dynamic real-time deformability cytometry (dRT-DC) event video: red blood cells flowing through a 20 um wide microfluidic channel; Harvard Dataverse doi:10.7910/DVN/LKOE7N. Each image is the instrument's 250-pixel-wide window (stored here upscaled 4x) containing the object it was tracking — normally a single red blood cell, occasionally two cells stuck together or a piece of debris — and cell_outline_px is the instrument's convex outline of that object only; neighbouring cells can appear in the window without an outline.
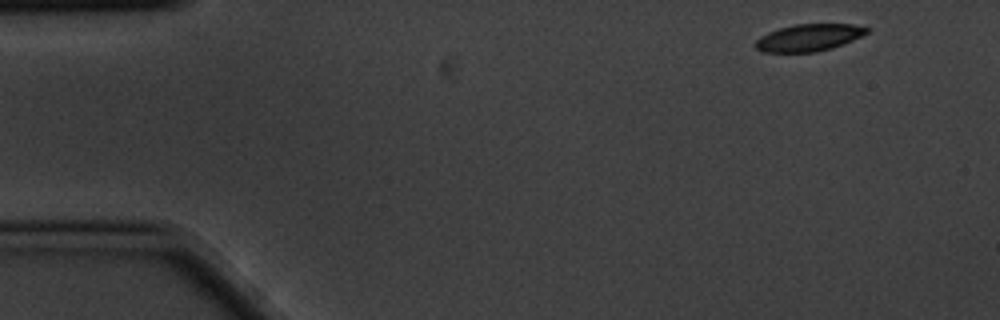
{"species": "common noctule bat (a hibernating species)", "species_latin": "Nyctalus noctula", "temperature_condition": "cold", "stored_images_in_passage": 4, "camera_frame_rate_fps": 3000, "um_per_image_px": 0.085, "animal": {"sex": "male", "body_mass_g": 20.1, "forearm_length_mm": 53.5}, "frame": {"image": 1, "passage_image": 1, "time_ms": 0.0, "image_size_px": [1000, 320], "cell_outline_px": [[872, 28], [868, 32], [844, 44], [832, 48], [816, 52], [760, 52], [752, 44], [760, 36], [768, 32], [780, 28], [796, 24], [856, 24]], "centroid_in_image_um": [68.74, 3.2], "position_along_channel_um": 16.3, "area_um2": 17.74}}
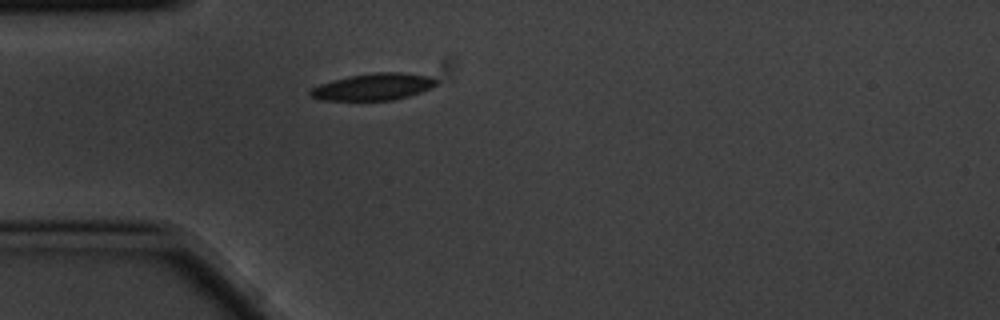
{"frame": {"image": 2, "passage_image": 4, "time_ms": 1.0, "image_size_px": [1000, 320], "cell_outline_px": [[440, 80], [432, 88], [408, 96], [392, 100], [320, 100], [312, 96], [308, 92], [312, 88], [320, 84], [332, 80], [348, 76], [376, 72], [404, 72], [432, 76]], "centroid_in_image_um": [31.79, 7.36], "position_along_channel_um": 53.2, "area_um2": 19.83}}